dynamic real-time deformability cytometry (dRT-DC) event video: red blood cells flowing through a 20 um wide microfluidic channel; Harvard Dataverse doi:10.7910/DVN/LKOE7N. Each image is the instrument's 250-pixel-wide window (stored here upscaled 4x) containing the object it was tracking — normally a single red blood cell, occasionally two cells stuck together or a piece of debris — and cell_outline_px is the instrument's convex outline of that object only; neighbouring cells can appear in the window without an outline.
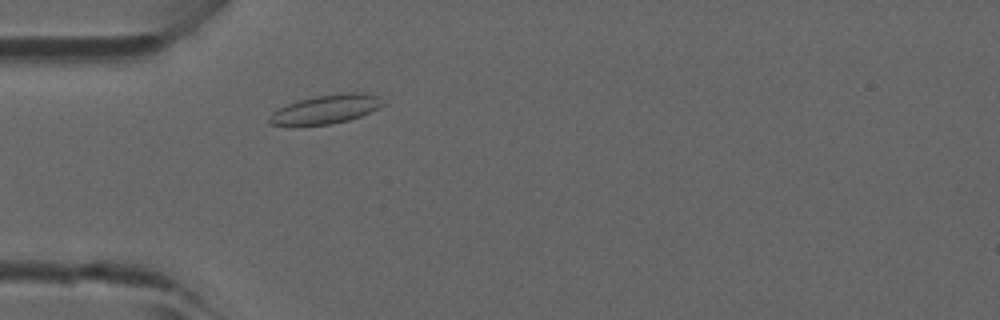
{"species": "common noctule bat (a hibernating species)", "species_latin": "Nyctalus noctula", "temperature_condition": "room temperature", "stored_images_in_passage": 3, "camera_frame_rate_fps": 3000, "um_per_image_px": 0.085, "animal": {"sex": "male", "forearm_length_mm": 52.5}, "frame": {"image": 1, "passage_image": 3, "time_ms": 0.667, "image_size_px": [1000, 320], "cell_outline_px": [[384, 104], [380, 108], [372, 112], [348, 120], [332, 124], [300, 128], [288, 128], [268, 124], [268, 116], [272, 112], [288, 104], [300, 100], [316, 96], [340, 92], [368, 92], [380, 96]], "centroid_in_image_um": [27.66, 9.33], "position_along_channel_um": 57.3, "area_um2": 20.17}}